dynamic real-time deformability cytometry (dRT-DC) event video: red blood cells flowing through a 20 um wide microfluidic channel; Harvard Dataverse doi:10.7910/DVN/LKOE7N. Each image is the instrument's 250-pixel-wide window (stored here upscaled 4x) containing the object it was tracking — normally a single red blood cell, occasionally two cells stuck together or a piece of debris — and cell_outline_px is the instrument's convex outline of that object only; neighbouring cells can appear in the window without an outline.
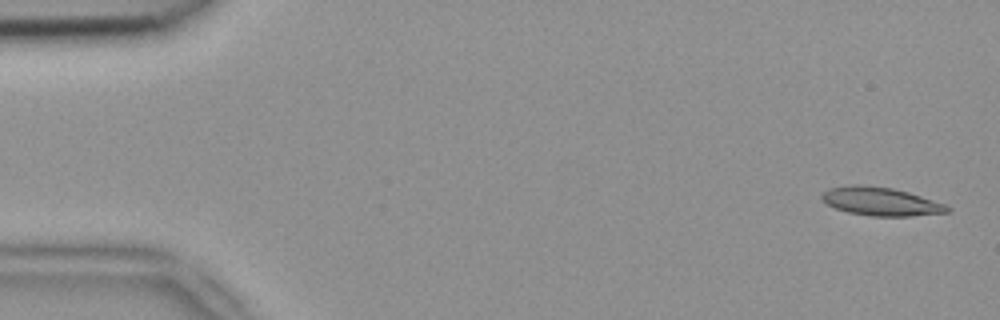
{"species": "common noctule bat (a hibernating species)", "species_latin": "Nyctalus noctula", "temperature_condition": "room temperature", "stored_images_in_passage": 51, "camera_frame_rate_fps": 3000, "um_per_image_px": 0.085, "animal": {"sex": "female", "body_mass_g": 18.4}, "frame": {"image": 1, "passage_image": 2, "time_ms": 0.333, "image_size_px": [1000, 320], "cell_outline_px": [[952, 208], [948, 212], [912, 216], [872, 216], [848, 212], [836, 208], [828, 204], [820, 196], [828, 188], [852, 184], [860, 184], [892, 188], [908, 192], [944, 204]], "centroid_in_image_um": [74.85, 17.12], "position_along_channel_um": 10.1, "area_um2": 20.58}}
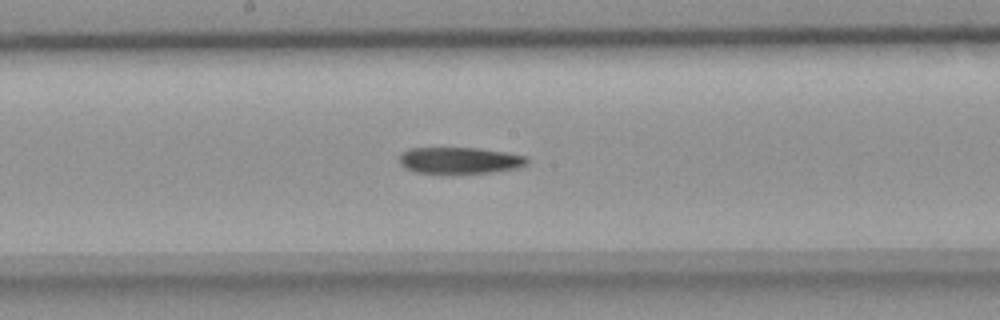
{"frame": {"image": 2, "passage_image": 27, "time_ms": 8.667, "image_size_px": [1000, 320], "cell_outline_px": [[528, 164], [520, 168], [492, 172], [416, 172], [404, 168], [400, 164], [400, 152], [408, 148], [476, 148], [504, 152], [528, 156]], "centroid_in_image_um": [39.09, 13.62], "position_along_channel_um": 209.1, "area_um2": 19.54}}
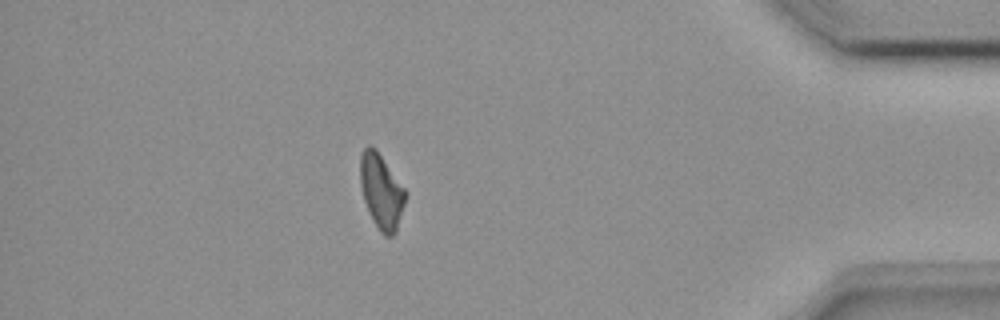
{"frame": {"image": 3, "passage_image": 45, "time_ms": 14.667, "image_size_px": [1000, 320], "cell_outline_px": [[404, 204], [396, 232], [392, 236], [384, 236], [380, 232], [372, 220], [364, 200], [360, 184], [360, 156], [364, 148], [368, 144], [376, 148], [404, 188]], "centroid_in_image_um": [32.38, 16.26], "position_along_channel_um": 402.8, "area_um2": 19.48}}